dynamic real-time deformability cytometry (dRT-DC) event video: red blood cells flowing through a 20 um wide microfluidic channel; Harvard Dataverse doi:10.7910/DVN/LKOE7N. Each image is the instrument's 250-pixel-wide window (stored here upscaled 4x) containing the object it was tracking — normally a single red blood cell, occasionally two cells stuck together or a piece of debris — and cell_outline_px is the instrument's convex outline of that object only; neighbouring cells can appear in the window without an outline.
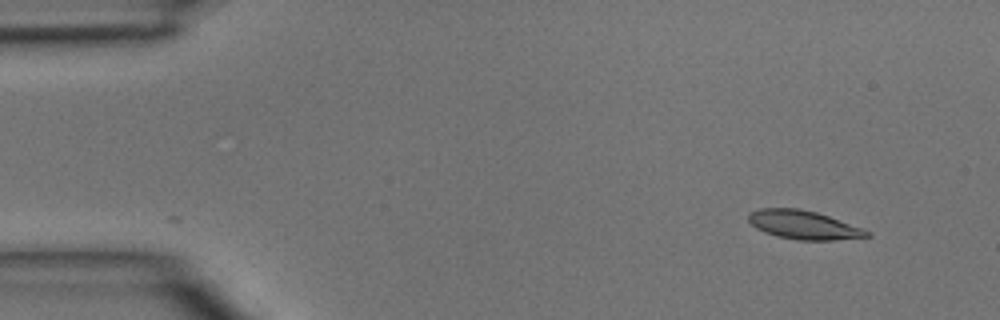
{"species": "common noctule bat (a hibernating species)", "species_latin": "Nyctalus noctula", "temperature_condition": "room temperature", "stored_images_in_passage": 42, "camera_frame_rate_fps": 3000, "um_per_image_px": 0.085, "animal": {"sex": "male", "body_mass_g": 15.6}, "frame": {"image": 1, "passage_image": 1, "time_ms": 0.0, "image_size_px": [1000, 320], "cell_outline_px": [[872, 236], [832, 240], [800, 240], [776, 236], [764, 232], [756, 228], [748, 220], [748, 212], [760, 208], [800, 208], [816, 212], [864, 228], [872, 232]], "centroid_in_image_um": [68.31, 19.11], "position_along_channel_um": 16.7, "area_um2": 19.88}}
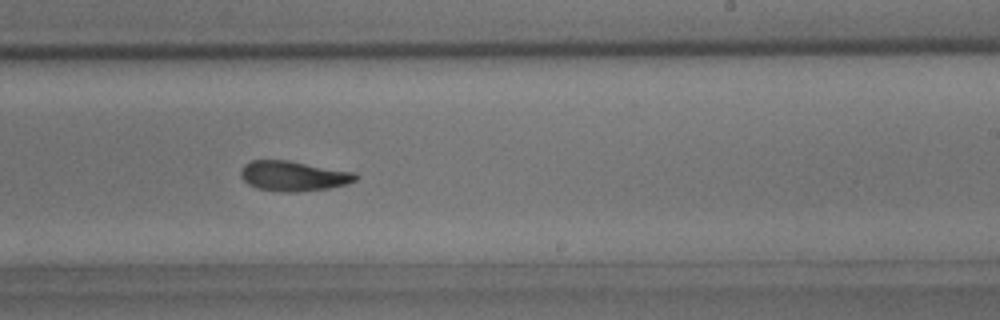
{"frame": {"image": 2, "passage_image": 24, "time_ms": 7.667, "image_size_px": [1000, 320], "cell_outline_px": [[360, 176], [356, 180], [348, 184], [328, 188], [296, 192], [280, 192], [256, 188], [248, 184], [240, 176], [240, 172], [244, 164], [252, 160], [288, 160], [356, 172]], "centroid_in_image_um": [24.96, 14.96], "position_along_channel_um": 264.0, "area_um2": 20.35}}
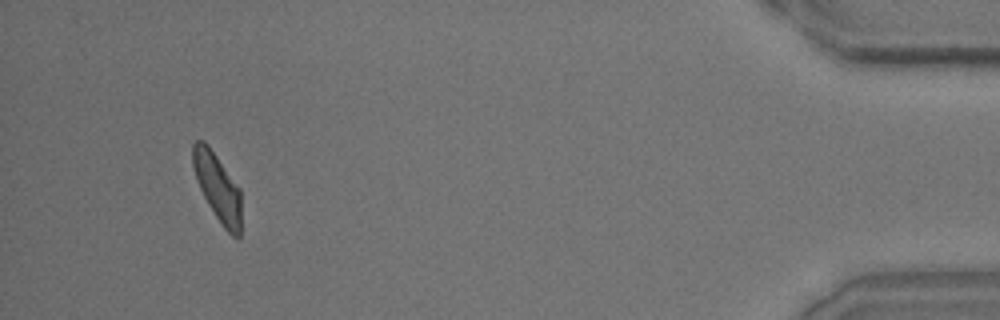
{"frame": {"image": 3, "passage_image": 39, "time_ms": 12.667, "image_size_px": [1000, 320], "cell_outline_px": [[240, 236], [232, 236], [224, 228], [208, 204], [196, 180], [192, 164], [192, 144], [196, 140], [204, 140], [208, 144], [240, 188]], "centroid_in_image_um": [18.47, 15.87], "position_along_channel_um": 416.7, "area_um2": 18.96}}